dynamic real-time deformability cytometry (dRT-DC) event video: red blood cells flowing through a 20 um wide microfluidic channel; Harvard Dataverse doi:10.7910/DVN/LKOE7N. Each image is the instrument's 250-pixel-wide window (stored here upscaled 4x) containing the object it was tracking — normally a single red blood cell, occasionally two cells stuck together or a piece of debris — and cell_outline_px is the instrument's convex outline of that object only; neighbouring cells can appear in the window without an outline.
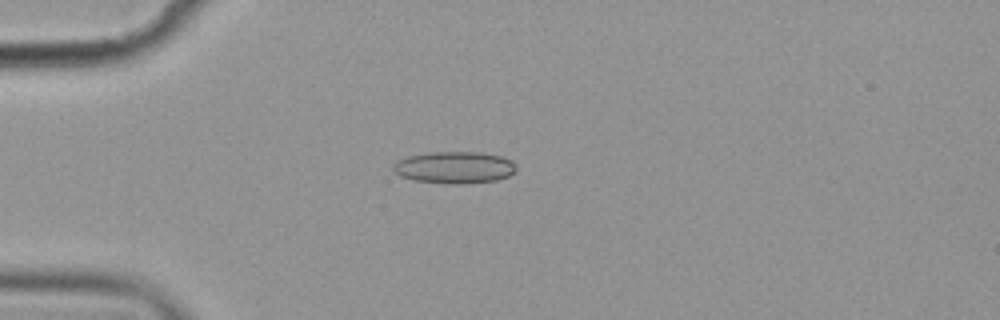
{"species": "common noctule bat (a hibernating species)", "species_latin": "Nyctalus noctula", "temperature_condition": "cold", "stored_images_in_passage": 10, "camera_frame_rate_fps": 3000, "um_per_image_px": 0.085, "animal": {"sex": "female", "body_mass_g": 19.9}, "frame": {"image": 1, "passage_image": 5, "time_ms": 5.0, "image_size_px": [1000, 320], "cell_outline_px": [[516, 168], [508, 176], [496, 180], [464, 184], [448, 184], [412, 180], [400, 176], [392, 168], [392, 164], [396, 160], [408, 156], [432, 152], [480, 152], [500, 156], [512, 160], [516, 164]], "centroid_in_image_um": [38.6, 14.23], "position_along_channel_um": 46.4, "area_um2": 23.0}}
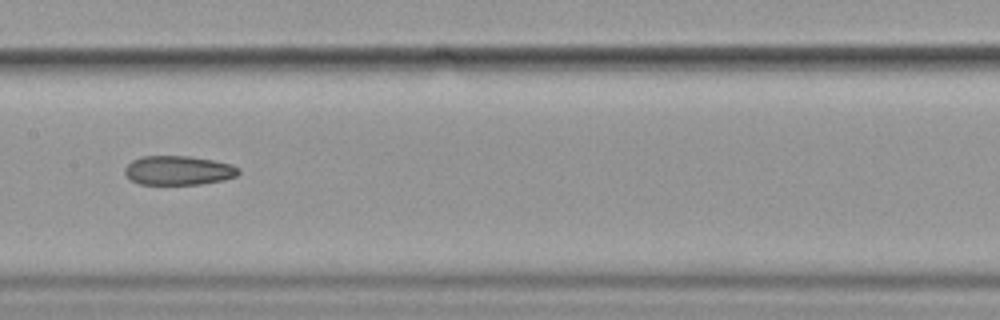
{"frame": {"image": 2, "passage_image": 9, "time_ms": 9.667, "image_size_px": [1000, 320], "cell_outline_px": [[240, 172], [236, 176], [224, 180], [200, 184], [140, 184], [128, 180], [124, 172], [124, 168], [132, 160], [144, 156], [188, 156], [212, 160], [232, 164], [240, 168]], "centroid_in_image_um": [15.15, 14.49], "position_along_channel_um": 192.2, "area_um2": 19.48}}
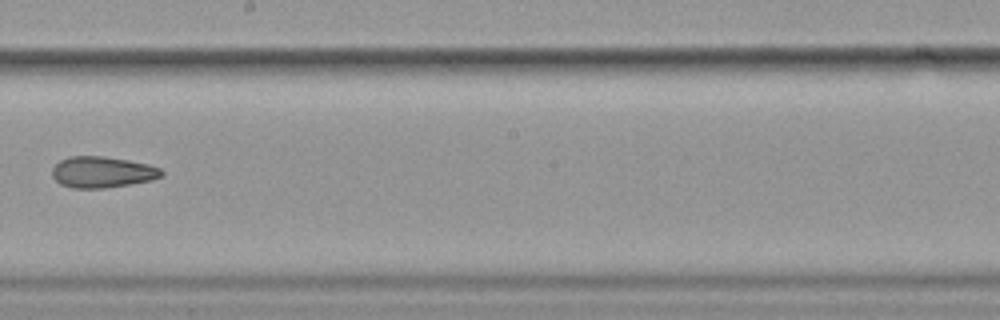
{"frame": {"image": 3, "passage_image": 10, "time_ms": 11.0, "image_size_px": [1000, 320], "cell_outline_px": [[164, 176], [152, 180], [132, 184], [104, 188], [72, 188], [60, 184], [52, 176], [52, 168], [60, 160], [68, 156], [104, 156], [128, 160], [148, 164], [160, 168], [164, 172]], "centroid_in_image_um": [8.71, 14.63], "position_along_channel_um": 239.5, "area_um2": 20.06}}